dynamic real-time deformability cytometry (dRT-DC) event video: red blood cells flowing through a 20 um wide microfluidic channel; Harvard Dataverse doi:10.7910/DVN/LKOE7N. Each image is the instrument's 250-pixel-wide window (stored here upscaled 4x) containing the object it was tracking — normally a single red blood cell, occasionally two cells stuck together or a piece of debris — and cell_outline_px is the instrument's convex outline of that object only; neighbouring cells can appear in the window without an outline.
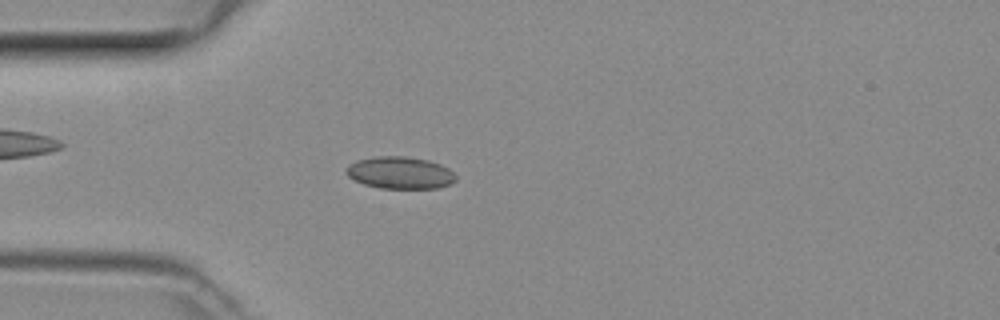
{"species": "common noctule bat (a hibernating species)", "species_latin": "Nyctalus noctula", "temperature_condition": "room temperature", "stored_images_in_passage": 48, "camera_frame_rate_fps": 3000, "um_per_image_px": 0.085, "animal": {"sex": "female", "body_mass_g": 29.2, "forearm_length_mm": 56.3}, "frame": {"image": 1, "passage_image": 13, "time_ms": 4.0, "image_size_px": [1000, 320], "cell_outline_px": [[456, 180], [448, 184], [436, 188], [380, 188], [364, 184], [348, 176], [344, 172], [344, 168], [348, 164], [356, 160], [380, 156], [404, 156], [428, 160], [440, 164], [448, 168], [456, 176]], "centroid_in_image_um": [33.96, 14.68], "position_along_channel_um": 51.0, "area_um2": 20.46}}
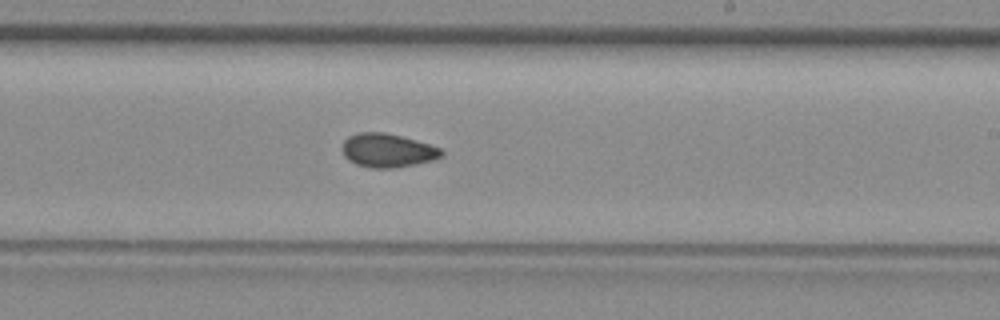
{"frame": {"image": 2, "passage_image": 28, "time_ms": 9.0, "image_size_px": [1000, 320], "cell_outline_px": [[444, 156], [432, 160], [396, 168], [368, 168], [356, 164], [348, 160], [344, 156], [340, 148], [344, 140], [348, 136], [360, 132], [384, 132], [416, 140], [440, 148], [444, 152]], "centroid_in_image_um": [32.9, 12.79], "position_along_channel_um": 256.1, "area_um2": 19.65}}
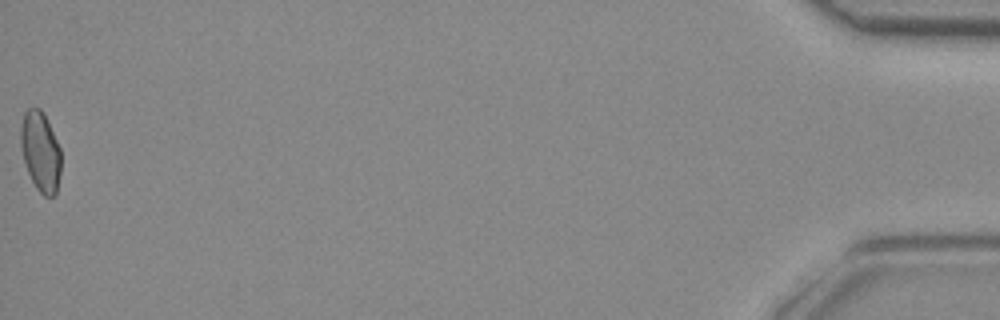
{"frame": {"image": 3, "passage_image": 48, "time_ms": 15.667, "image_size_px": [1000, 320], "cell_outline_px": [[60, 172], [56, 192], [52, 196], [44, 196], [36, 188], [28, 172], [24, 160], [20, 144], [20, 128], [24, 112], [28, 108], [40, 108], [44, 112], [60, 148]], "centroid_in_image_um": [3.43, 12.85], "position_along_channel_um": 431.8, "area_um2": 18.67}}